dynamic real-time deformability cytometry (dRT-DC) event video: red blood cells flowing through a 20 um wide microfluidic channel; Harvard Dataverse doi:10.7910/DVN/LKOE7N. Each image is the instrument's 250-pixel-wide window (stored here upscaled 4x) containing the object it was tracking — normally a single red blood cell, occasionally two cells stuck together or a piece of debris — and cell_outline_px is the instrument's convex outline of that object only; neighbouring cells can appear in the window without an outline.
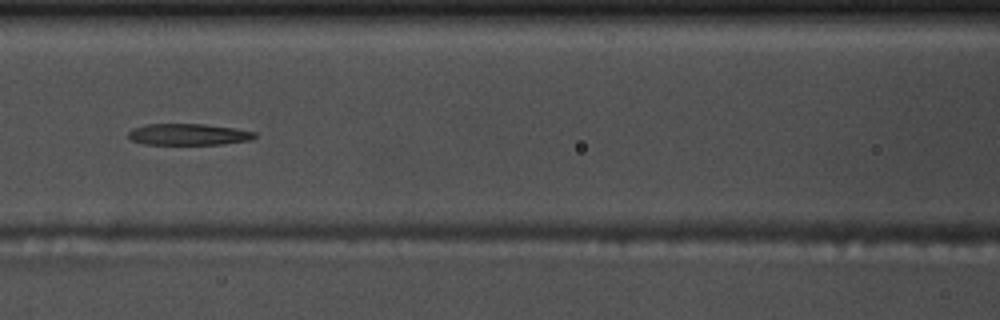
{"species": "common noctule bat (a hibernating species)", "species_latin": "Nyctalus noctula", "temperature_condition": "warm", "stored_images_in_passage": 5, "camera_frame_rate_fps": 3000, "um_per_image_px": 0.085, "animal": {"sex": "male", "body_mass_g": 17.5, "forearm_length_mm": 52.3}, "frame": {"image": 1, "passage_image": 3, "time_ms": 0.667, "image_size_px": [1000, 320], "cell_outline_px": [[256, 136], [252, 140], [224, 144], [144, 144], [132, 140], [128, 136], [128, 132], [132, 128], [144, 124], [204, 124], [232, 128], [256, 132]], "centroid_in_image_um": [16.01, 11.42], "position_along_channel_um": 150.6, "area_um2": 15.78}}
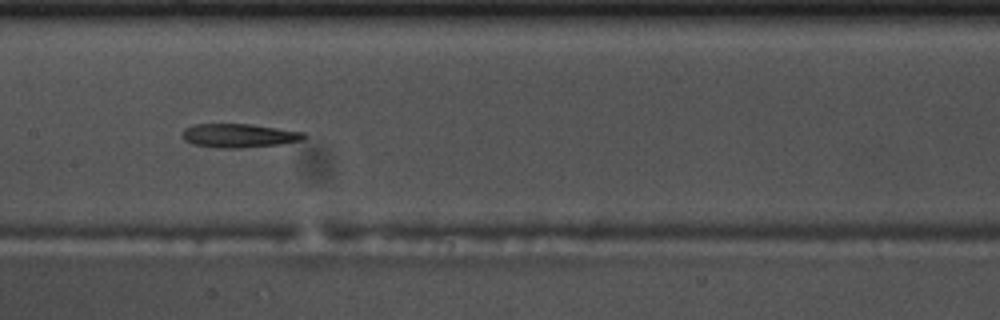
{"frame": {"image": 2, "passage_image": 4, "time_ms": 1.0, "image_size_px": [1000, 320], "cell_outline_px": [[304, 136], [300, 140], [280, 144], [240, 148], [216, 148], [192, 144], [184, 140], [180, 136], [180, 132], [184, 128], [192, 124], [252, 124], [304, 132]], "centroid_in_image_um": [20.2, 11.52], "position_along_channel_um": 187.2, "area_um2": 16.99}}